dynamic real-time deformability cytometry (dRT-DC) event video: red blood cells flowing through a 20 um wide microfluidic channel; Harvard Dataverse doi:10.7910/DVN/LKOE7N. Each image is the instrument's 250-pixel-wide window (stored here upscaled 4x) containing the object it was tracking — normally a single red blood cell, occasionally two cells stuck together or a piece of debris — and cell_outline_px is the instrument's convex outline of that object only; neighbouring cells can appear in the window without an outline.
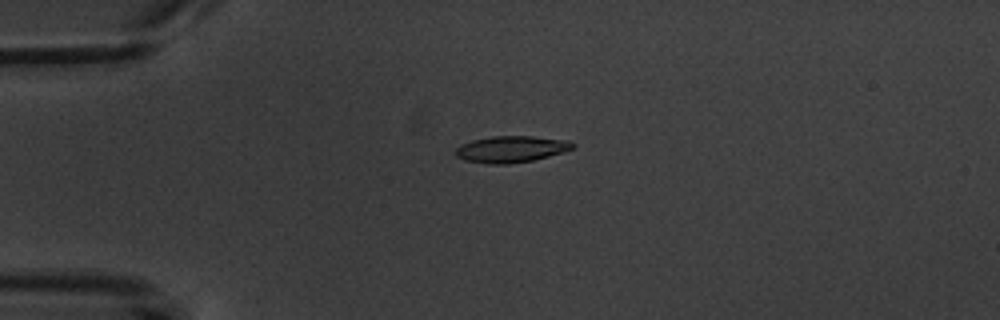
{"species": "common noctule bat (a hibernating species)", "species_latin": "Nyctalus noctula", "temperature_condition": "warm", "stored_images_in_passage": 2, "camera_frame_rate_fps": 3000, "um_per_image_px": 0.085, "animal": {"sex": "male", "body_mass_g": 20.1, "forearm_length_mm": 53.5}, "frame": {"image": 1, "passage_image": 1, "time_ms": 0.0, "image_size_px": [1000, 320], "cell_outline_px": [[576, 148], [564, 152], [532, 160], [508, 164], [492, 164], [464, 160], [456, 156], [456, 148], [460, 144], [472, 140], [492, 136], [532, 136], [568, 140], [576, 144]], "centroid_in_image_um": [43.47, 12.67], "position_along_channel_um": 41.5, "area_um2": 18.15}}